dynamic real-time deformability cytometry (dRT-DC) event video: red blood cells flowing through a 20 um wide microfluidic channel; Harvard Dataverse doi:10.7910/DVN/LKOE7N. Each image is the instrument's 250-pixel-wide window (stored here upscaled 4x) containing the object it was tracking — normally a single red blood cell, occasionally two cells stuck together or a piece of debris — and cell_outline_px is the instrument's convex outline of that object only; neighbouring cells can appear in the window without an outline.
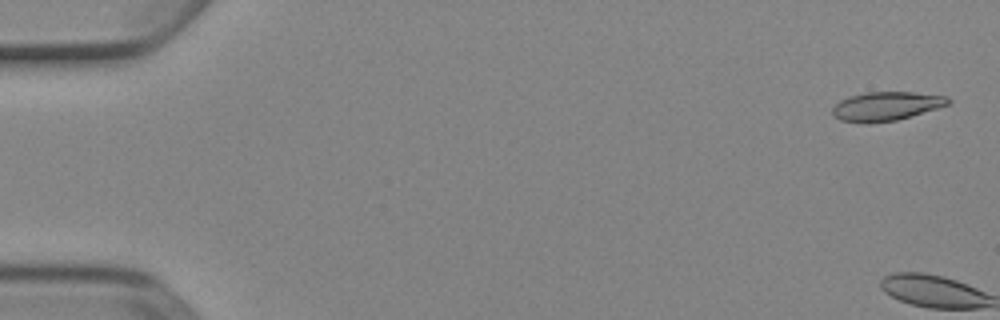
{"species": "Egyptian fruit bat (a non-hibernating species)", "species_latin": "Rousettus aegyptiacus", "temperature_condition": "cold", "stored_images_in_passage": 6, "camera_frame_rate_fps": 3000, "um_per_image_px": 0.085, "animal": {"sex": "female"}, "frame": {"image": 1, "passage_image": 1, "time_ms": 0.0, "image_size_px": [1000, 320], "cell_outline_px": [[952, 100], [948, 104], [936, 108], [896, 120], [868, 124], [860, 124], [840, 120], [832, 116], [832, 108], [840, 100], [848, 96], [864, 92], [912, 92], [948, 96]], "centroid_in_image_um": [75.26, 9.03], "position_along_channel_um": 9.7, "area_um2": 19.65}}
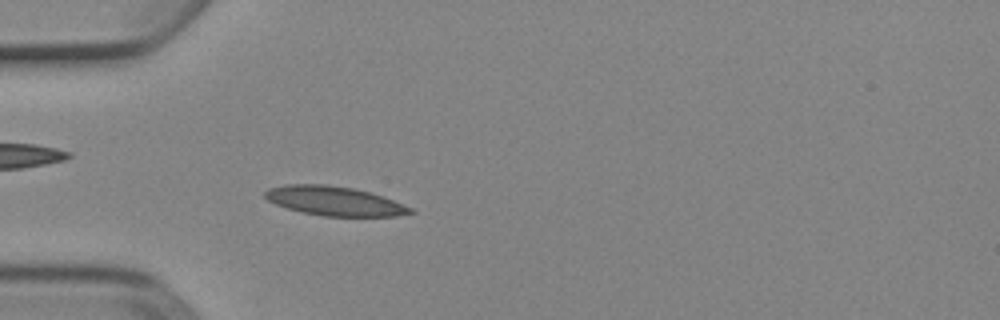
{"frame": {"image": 2, "passage_image": 6, "time_ms": 1.667, "image_size_px": [1000, 320], "cell_outline_px": [[416, 212], [396, 216], [324, 216], [300, 212], [276, 204], [268, 200], [264, 196], [264, 192], [268, 188], [284, 184], [328, 184], [352, 188], [368, 192], [392, 200], [412, 208]], "centroid_in_image_um": [28.38, 17.08], "position_along_channel_um": 56.6, "area_um2": 24.62}}